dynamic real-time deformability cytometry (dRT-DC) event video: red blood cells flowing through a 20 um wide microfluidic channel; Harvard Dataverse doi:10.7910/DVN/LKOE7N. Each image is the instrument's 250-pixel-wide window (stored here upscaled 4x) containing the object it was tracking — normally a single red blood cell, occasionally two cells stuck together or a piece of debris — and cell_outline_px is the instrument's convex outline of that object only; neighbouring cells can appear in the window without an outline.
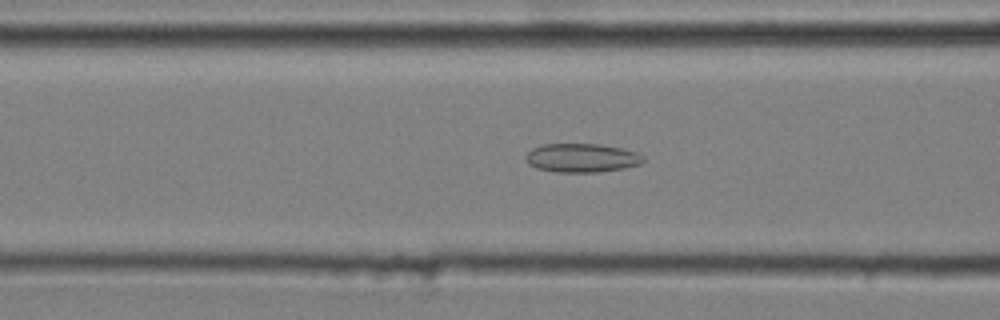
{"species": "common noctule bat (a hibernating species)", "species_latin": "Nyctalus noctula", "temperature_condition": "cold", "stored_images_in_passage": 52, "camera_frame_rate_fps": 3000, "um_per_image_px": 0.085, "animal": {"sex": "male", "body_mass_g": 20.4}, "frame": {"image": 1, "passage_image": 21, "time_ms": 6.667, "image_size_px": [1000, 320], "cell_outline_px": [[644, 160], [640, 164], [624, 168], [596, 172], [556, 172], [536, 168], [528, 164], [524, 156], [532, 148], [540, 144], [600, 144], [624, 148], [640, 152], [644, 156]], "centroid_in_image_um": [49.46, 13.41], "position_along_channel_um": 117.1, "area_um2": 20.0}}
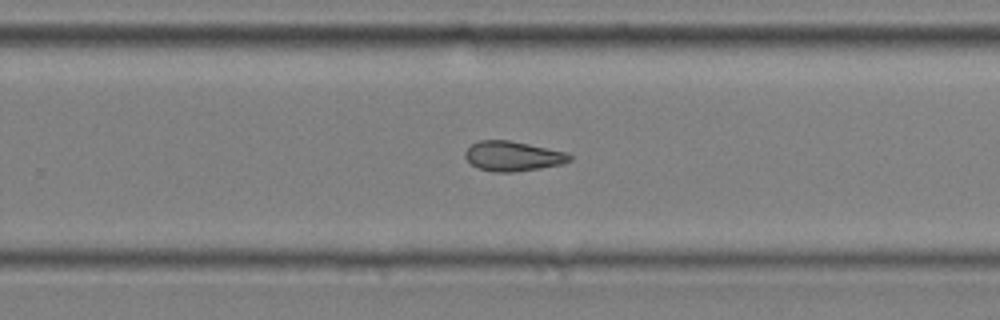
{"frame": {"image": 2, "passage_image": 35, "time_ms": 11.333, "image_size_px": [1000, 320], "cell_outline_px": [[572, 160], [564, 164], [540, 168], [512, 172], [496, 172], [476, 168], [464, 156], [464, 152], [472, 144], [480, 140], [508, 140], [568, 152], [572, 156]], "centroid_in_image_um": [43.62, 13.27], "position_along_channel_um": 286.2, "area_um2": 18.21}}
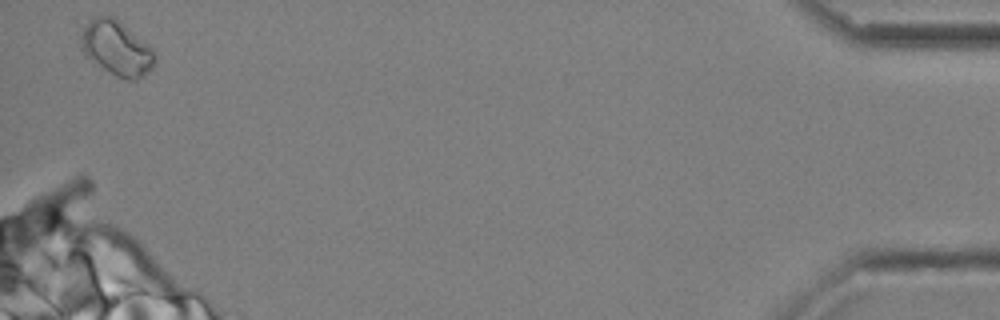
{"frame": {"image": 3, "passage_image": 52, "time_ms": 17.0, "image_size_px": [1000, 320], "cell_outline_px": [[156, 64], [148, 72], [136, 80], [128, 80], [116, 76], [104, 68], [88, 56], [84, 52], [80, 40], [84, 28], [96, 16], [112, 16], [148, 44], [152, 48], [156, 56]], "centroid_in_image_um": [9.97, 4.12], "position_along_channel_um": 425.2, "area_um2": 22.83}, "authors_computed_cell_mechanics": {"area_um2": 19.1896, "velocity_mm_per_s": 3.6285, "shape_relaxation_time_tau1_ms": null, "shape_relaxation_time_tau2_ms": 5.841, "deformation_change_tau1": null, "deformation_change_tau2": 0.1203}}